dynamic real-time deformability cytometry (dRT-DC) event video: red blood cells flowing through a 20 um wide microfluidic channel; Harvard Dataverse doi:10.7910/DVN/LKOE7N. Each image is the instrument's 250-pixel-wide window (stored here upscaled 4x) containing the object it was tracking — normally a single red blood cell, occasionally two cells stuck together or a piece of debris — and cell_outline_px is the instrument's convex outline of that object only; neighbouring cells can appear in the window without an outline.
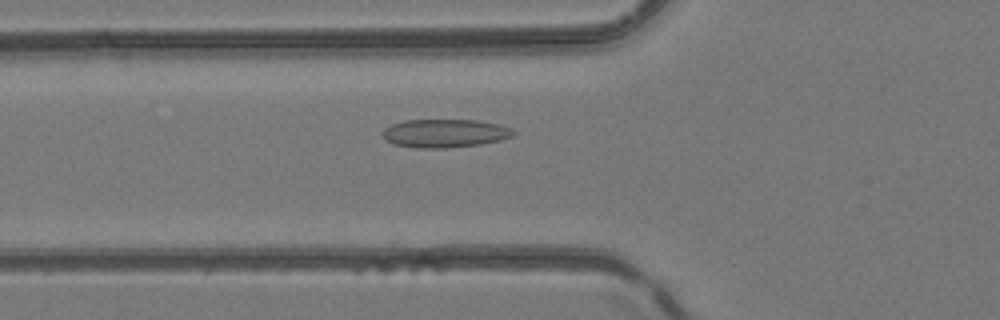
{"species": "common noctule bat (a hibernating species)", "species_latin": "Nyctalus noctula", "temperature_condition": "room temperature", "stored_images_in_passage": 47, "camera_frame_rate_fps": 3000, "um_per_image_px": 0.085, "animal": {"sex": "female", "body_mass_g": 24.6, "forearm_length_mm": 56.2}, "frame": {"image": 1, "passage_image": 16, "time_ms": 5.0, "image_size_px": [1000, 320], "cell_outline_px": [[516, 132], [512, 136], [500, 140], [480, 144], [444, 148], [416, 148], [392, 144], [384, 140], [380, 136], [380, 132], [384, 128], [392, 124], [404, 120], [476, 120], [500, 124], [512, 128]], "centroid_in_image_um": [37.75, 11.33], "position_along_channel_um": 88.0, "area_um2": 21.91}}
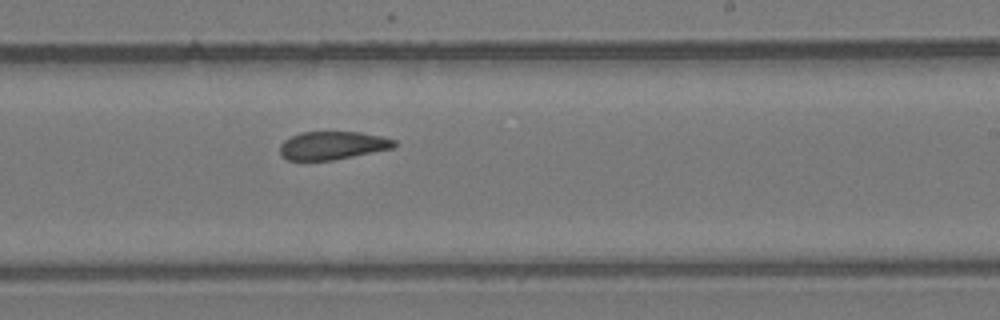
{"frame": {"image": 2, "passage_image": 28, "time_ms": 9.0, "image_size_px": [1000, 320], "cell_outline_px": [[396, 148], [332, 160], [288, 160], [280, 156], [280, 144], [284, 140], [300, 132], [360, 132], [380, 136], [396, 140]], "centroid_in_image_um": [28.27, 12.36], "position_along_channel_um": 260.7, "area_um2": 18.84}}
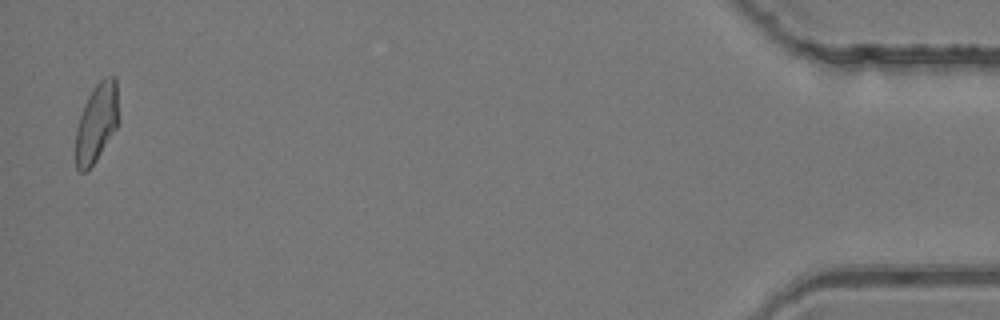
{"frame": {"image": 3, "passage_image": 46, "time_ms": 15.0, "image_size_px": [1000, 320], "cell_outline_px": [[120, 120], [116, 128], [96, 160], [84, 172], [80, 172], [76, 168], [76, 132], [80, 116], [84, 104], [88, 96], [96, 84], [104, 76], [116, 76]], "centroid_in_image_um": [8.25, 10.38], "position_along_channel_um": 427.0, "area_um2": 19.77}}